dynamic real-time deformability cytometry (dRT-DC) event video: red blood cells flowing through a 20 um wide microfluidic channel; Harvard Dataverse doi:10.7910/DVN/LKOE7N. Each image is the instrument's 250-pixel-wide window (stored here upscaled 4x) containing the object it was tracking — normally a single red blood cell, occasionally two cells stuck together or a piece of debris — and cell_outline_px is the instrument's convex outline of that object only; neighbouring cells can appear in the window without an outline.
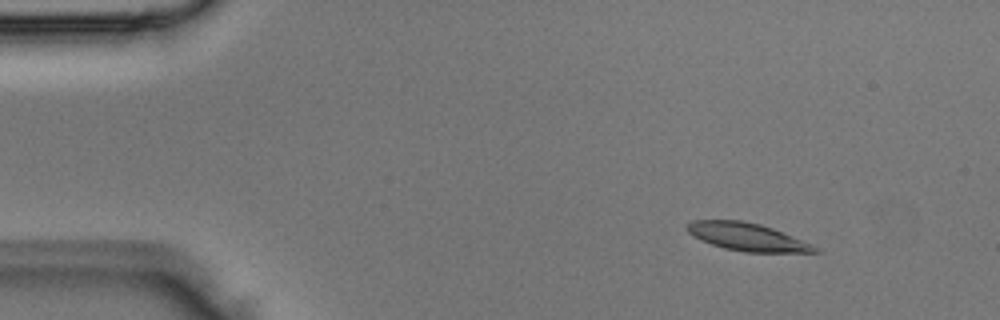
{"species": "Egyptian fruit bat (a non-hibernating species)", "species_latin": "Rousettus aegyptiacus", "temperature_condition": "room temperature", "stored_images_in_passage": 2, "camera_frame_rate_fps": 3000, "um_per_image_px": 0.085, "animal": {"sex": "male"}, "frame": {"image": 1, "passage_image": 1, "time_ms": 0.0, "image_size_px": [1000, 320], "cell_outline_px": [[824, 252], [744, 252], [724, 248], [700, 240], [688, 232], [688, 224], [692, 220], [740, 220], [760, 224], [772, 228], [812, 244], [820, 248]], "centroid_in_image_um": [63.55, 20.14], "position_along_channel_um": 21.5, "area_um2": 20.52}}